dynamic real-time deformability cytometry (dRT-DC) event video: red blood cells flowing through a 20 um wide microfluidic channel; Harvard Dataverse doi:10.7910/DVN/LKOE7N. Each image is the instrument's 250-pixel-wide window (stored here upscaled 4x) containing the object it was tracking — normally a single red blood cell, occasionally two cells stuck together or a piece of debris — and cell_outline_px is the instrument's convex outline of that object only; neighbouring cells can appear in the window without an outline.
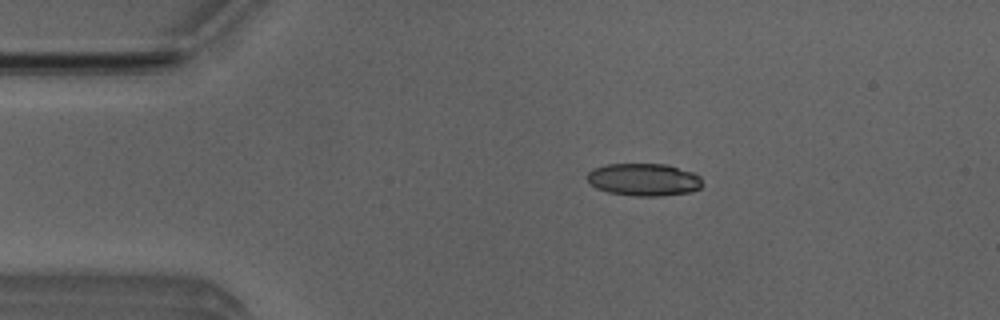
{"species": "Egyptian fruit bat (a non-hibernating species)", "species_latin": "Rousettus aegyptiacus", "temperature_condition": "room temperature", "stored_images_in_passage": 7, "camera_frame_rate_fps": 3000, "um_per_image_px": 0.085, "animal": {"sex": "male"}, "frame": {"image": 1, "passage_image": 4, "time_ms": 1.0, "image_size_px": [1000, 320], "cell_outline_px": [[704, 184], [700, 188], [692, 192], [660, 196], [632, 196], [608, 192], [596, 188], [588, 184], [588, 172], [592, 168], [608, 164], [664, 164], [692, 172], [700, 176]], "centroid_in_image_um": [54.72, 15.28], "position_along_channel_um": 30.3, "area_um2": 22.02}}